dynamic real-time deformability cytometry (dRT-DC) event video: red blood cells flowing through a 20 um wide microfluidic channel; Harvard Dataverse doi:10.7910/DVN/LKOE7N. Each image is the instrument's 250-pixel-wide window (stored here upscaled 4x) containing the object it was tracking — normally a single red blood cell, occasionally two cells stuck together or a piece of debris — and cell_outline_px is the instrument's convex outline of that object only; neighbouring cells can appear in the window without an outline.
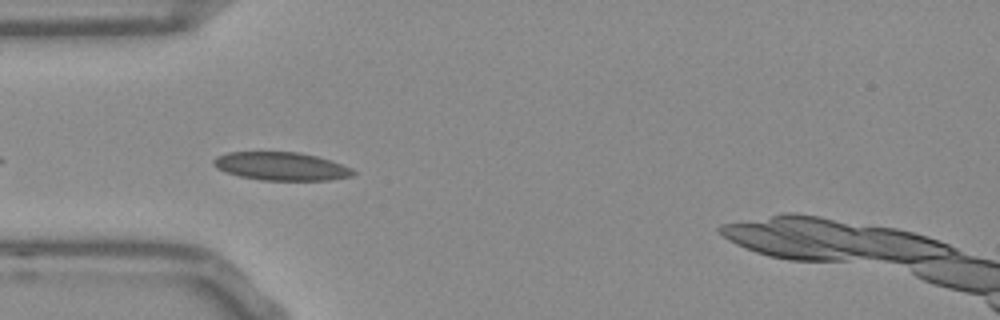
{"species": "Egyptian fruit bat (a non-hibernating species)", "species_latin": "Rousettus aegyptiacus", "temperature_condition": "room temperature", "stored_images_in_passage": 17, "camera_frame_rate_fps": 3000, "um_per_image_px": 0.085, "frame": {"image": 1, "passage_image": 3, "time_ms": 0.667, "image_size_px": [1000, 320], "cell_outline_px": [[356, 172], [352, 176], [328, 180], [260, 180], [240, 176], [216, 168], [212, 164], [212, 160], [216, 156], [228, 152], [296, 152], [316, 156], [352, 168]], "centroid_in_image_um": [23.87, 14.13], "position_along_channel_um": 61.1, "area_um2": 22.77}}
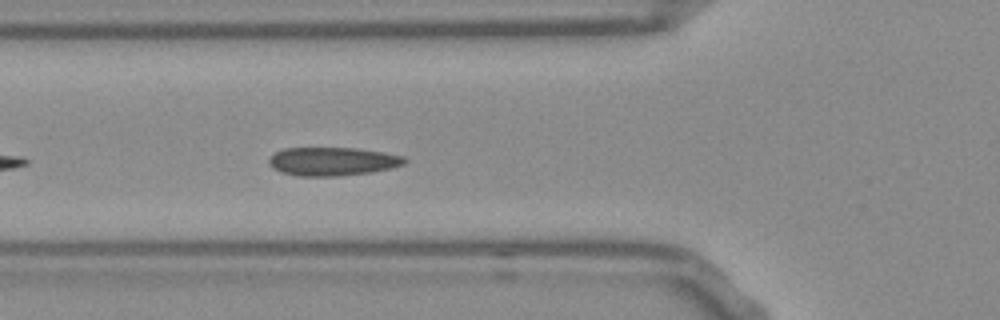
{"frame": {"image": 2, "passage_image": 6, "time_ms": 1.667, "image_size_px": [1000, 320], "cell_outline_px": [[408, 160], [404, 164], [392, 168], [372, 172], [340, 176], [296, 176], [280, 172], [272, 168], [268, 164], [268, 160], [276, 152], [284, 148], [356, 148], [384, 152], [404, 156]], "centroid_in_image_um": [28.27, 13.72], "position_along_channel_um": 97.5, "area_um2": 22.72}}
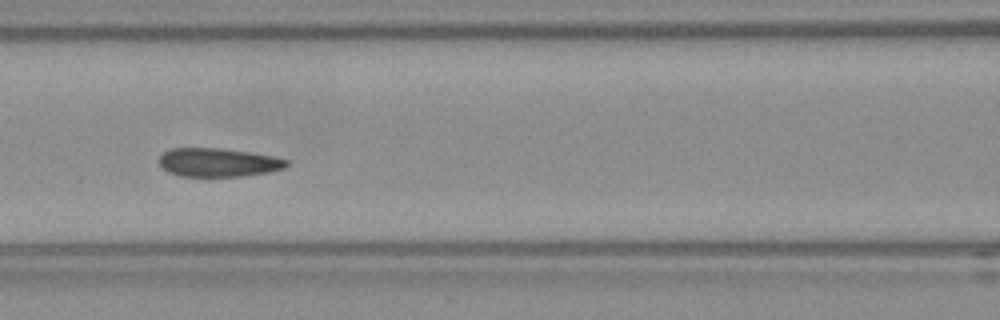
{"frame": {"image": 3, "passage_image": 10, "time_ms": 3.0, "image_size_px": [1000, 320], "cell_outline_px": [[288, 164], [284, 168], [268, 172], [244, 176], [180, 176], [168, 172], [160, 164], [160, 156], [164, 152], [172, 148], [216, 148], [248, 152], [272, 156], [288, 160]], "centroid_in_image_um": [18.54, 13.81], "position_along_channel_um": 148.1, "area_um2": 20.98}}